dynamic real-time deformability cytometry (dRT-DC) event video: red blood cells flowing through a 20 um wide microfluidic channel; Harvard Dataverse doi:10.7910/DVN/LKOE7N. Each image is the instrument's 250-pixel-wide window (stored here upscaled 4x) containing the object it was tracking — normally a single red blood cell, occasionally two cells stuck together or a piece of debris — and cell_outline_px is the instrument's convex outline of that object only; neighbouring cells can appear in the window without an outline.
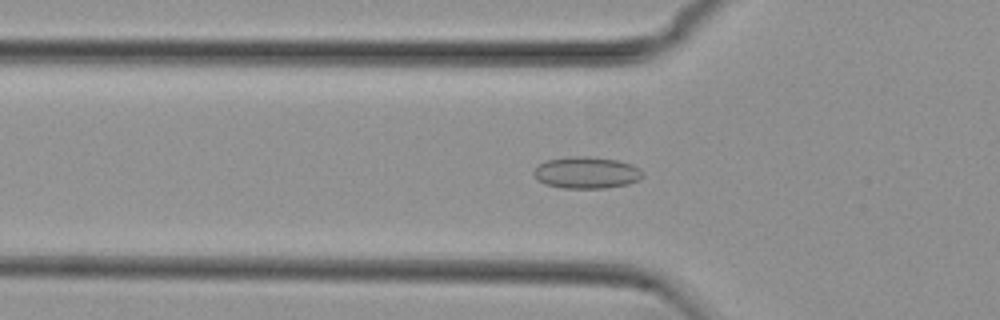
{"species": "common noctule bat (a hibernating species)", "species_latin": "Nyctalus noctula", "temperature_condition": "cold", "stored_images_in_passage": 54, "camera_frame_rate_fps": 3000, "um_per_image_px": 0.085, "animal": {"sex": "female", "body_mass_g": 29.2, "forearm_length_mm": 56.3}, "frame": {"image": 1, "passage_image": 18, "time_ms": 5.667, "image_size_px": [1000, 320], "cell_outline_px": [[644, 176], [640, 180], [628, 184], [604, 188], [560, 188], [544, 184], [536, 180], [532, 172], [540, 164], [548, 160], [568, 156], [588, 156], [616, 160], [632, 164], [644, 172]], "centroid_in_image_um": [49.85, 14.68], "position_along_channel_um": 75.9, "area_um2": 20.35}}
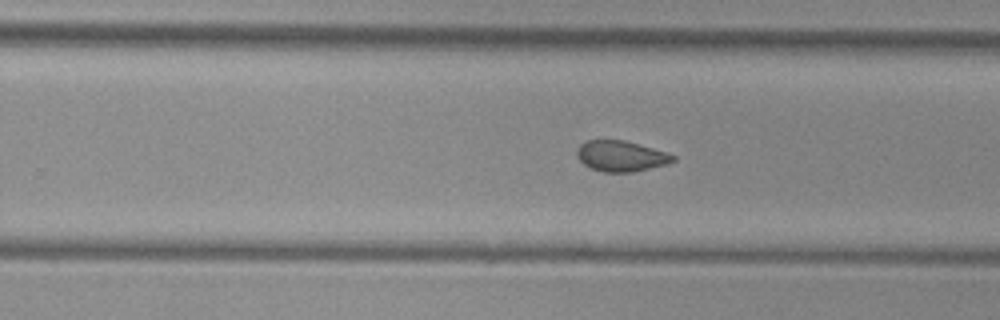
{"frame": {"image": 2, "passage_image": 34, "time_ms": 11.0, "image_size_px": [1000, 320], "cell_outline_px": [[676, 160], [668, 164], [632, 172], [604, 172], [592, 168], [584, 164], [576, 156], [576, 152], [580, 144], [588, 140], [624, 140], [652, 148], [676, 156]], "centroid_in_image_um": [52.78, 13.27], "position_along_channel_um": 277.0, "area_um2": 17.05}}
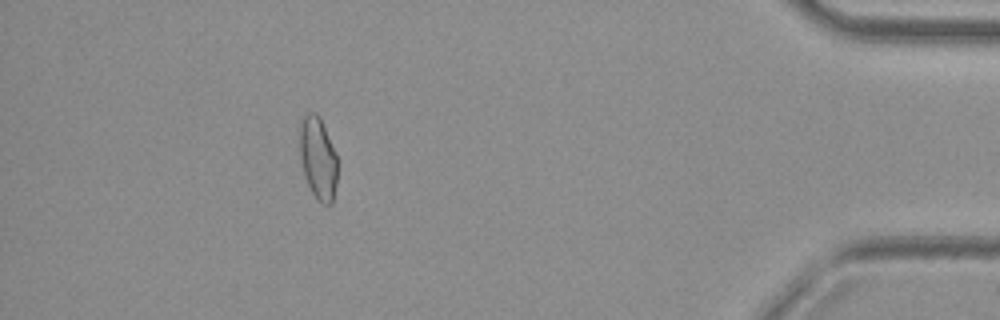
{"frame": {"image": 3, "passage_image": 49, "time_ms": 16.0, "image_size_px": [1000, 320], "cell_outline_px": [[336, 184], [332, 204], [324, 204], [316, 200], [308, 184], [300, 160], [300, 124], [304, 116], [308, 112], [316, 112], [320, 116], [336, 156]], "centroid_in_image_um": [27.02, 13.45], "position_along_channel_um": 408.2, "area_um2": 17.86}, "authors_computed_cell_mechanics": {"area_um2": 18.3804, "velocity_mm_per_s": 3.7642, "shape_relaxation_time_tau1_ms": null, "shape_relaxation_time_tau2_ms": 3.3296, "deformation_change_tau1": null, "deformation_change_tau2": 0.0761}}